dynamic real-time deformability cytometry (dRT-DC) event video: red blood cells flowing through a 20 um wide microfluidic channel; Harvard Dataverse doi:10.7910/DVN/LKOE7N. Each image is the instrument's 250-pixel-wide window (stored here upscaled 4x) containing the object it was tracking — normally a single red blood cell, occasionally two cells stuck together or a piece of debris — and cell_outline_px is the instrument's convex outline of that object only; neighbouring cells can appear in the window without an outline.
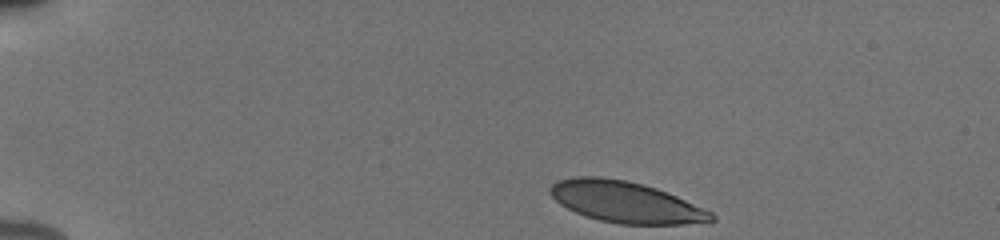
{"species": "human", "species_latin": "Homo sapiens", "temperature_condition": "cold", "stored_images_in_passage": 44, "camera_frame_rate_fps": 3000, "um_per_image_px": 0.085, "donor": {"sex": "male"}, "frame": {"image": 1, "passage_image": 1, "time_ms": 0.0, "image_size_px": [1000, 240], "cell_outline_px": [[716, 220], [708, 224], [620, 224], [600, 220], [584, 216], [560, 204], [548, 192], [548, 188], [556, 180], [572, 176], [600, 176], [628, 180], [644, 184], [656, 188], [676, 196], [712, 212], [716, 216]], "centroid_in_image_um": [53.19, 17.17], "position_along_channel_um": 31.8, "area_um2": 39.13}}
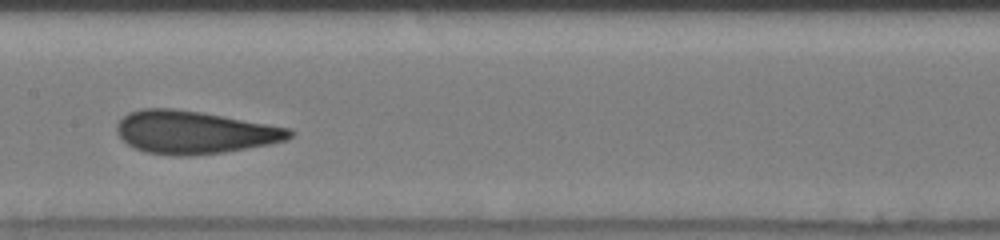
{"frame": {"image": 2, "passage_image": 20, "time_ms": 6.333, "image_size_px": [1000, 240], "cell_outline_px": [[292, 136], [284, 140], [268, 144], [224, 152], [188, 156], [176, 156], [144, 152], [128, 144], [116, 132], [116, 124], [128, 112], [140, 108], [172, 108], [200, 112], [288, 128], [292, 132]], "centroid_in_image_um": [16.44, 11.24], "position_along_channel_um": 191.0, "area_um2": 42.66}}
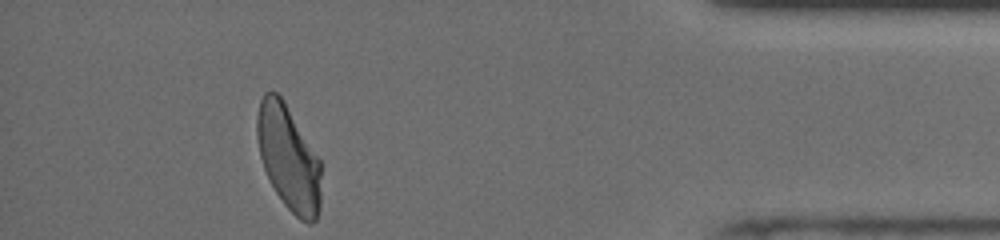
{"frame": {"image": 3, "passage_image": 40, "time_ms": 13.0, "image_size_px": [1000, 240], "cell_outline_px": [[320, 204], [316, 220], [312, 224], [308, 224], [300, 220], [284, 204], [276, 192], [264, 168], [260, 156], [256, 136], [256, 116], [260, 100], [264, 92], [276, 92], [284, 100], [320, 160]], "centroid_in_image_um": [24.51, 13.41], "position_along_channel_um": 410.7, "area_um2": 39.07}, "authors_computed_cell_mechanics": {"area_um2": 41.7605, "velocity_mm_per_s": 3.8844, "shape_relaxation_time_tau1_ms": 5.3638, "shape_relaxation_time_tau2_ms": 0.9592, "deformation_change_tau1": 0.176, "deformation_change_tau2": 0.0825}}